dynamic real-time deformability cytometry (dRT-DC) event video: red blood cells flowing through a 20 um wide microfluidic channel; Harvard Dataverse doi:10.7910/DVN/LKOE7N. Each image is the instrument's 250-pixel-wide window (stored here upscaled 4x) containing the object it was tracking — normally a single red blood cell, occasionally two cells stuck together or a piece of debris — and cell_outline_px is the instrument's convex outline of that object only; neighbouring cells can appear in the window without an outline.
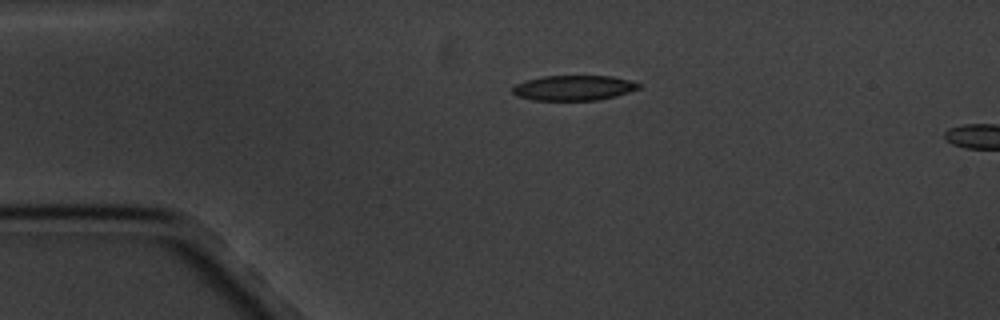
{"species": "common noctule bat (a hibernating species)", "species_latin": "Nyctalus noctula", "temperature_condition": "cold", "stored_images_in_passage": 2, "camera_frame_rate_fps": 3000, "um_per_image_px": 0.085, "animal": {"sex": "male", "body_mass_g": 20.1, "forearm_length_mm": 53.5}, "frame": {"image": 1, "passage_image": 1, "time_ms": 0.0, "image_size_px": [1000, 320], "cell_outline_px": [[640, 88], [616, 96], [596, 100], [532, 100], [516, 96], [512, 92], [512, 88], [516, 84], [524, 80], [544, 76], [612, 76], [628, 80], [640, 84]], "centroid_in_image_um": [48.72, 7.47], "position_along_channel_um": 36.3, "area_um2": 18.44}}